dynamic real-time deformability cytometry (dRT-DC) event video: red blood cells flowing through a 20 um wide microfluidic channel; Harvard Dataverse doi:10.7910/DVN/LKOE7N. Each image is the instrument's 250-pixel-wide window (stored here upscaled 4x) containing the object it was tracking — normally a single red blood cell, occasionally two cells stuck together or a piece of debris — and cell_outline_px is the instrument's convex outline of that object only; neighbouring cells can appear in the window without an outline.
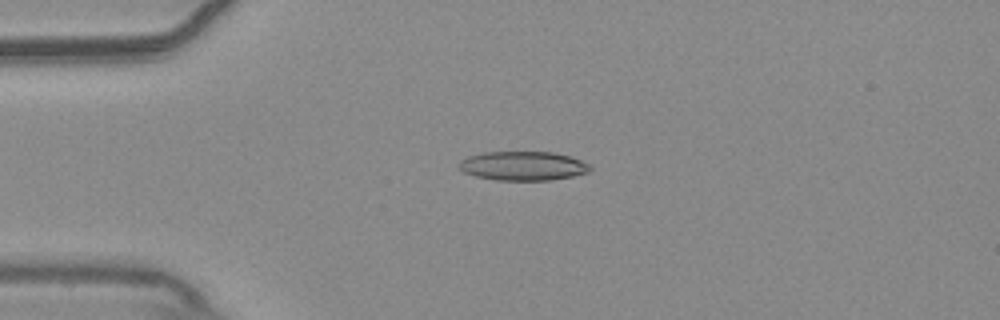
{"species": "common noctule bat (a hibernating species)", "species_latin": "Nyctalus noctula", "temperature_condition": "warm", "stored_images_in_passage": 54, "camera_frame_rate_fps": 3000, "um_per_image_px": 0.085, "animal": {"sex": "male", "body_mass_g": 20.4}, "frame": {"image": 1, "passage_image": 13, "time_ms": 4.0, "image_size_px": [1000, 320], "cell_outline_px": [[592, 168], [588, 172], [572, 176], [548, 180], [496, 180], [476, 176], [464, 172], [460, 168], [460, 160], [468, 156], [484, 152], [552, 152], [572, 156], [588, 164]], "centroid_in_image_um": [44.46, 14.09], "position_along_channel_um": 40.5, "area_um2": 22.08}}
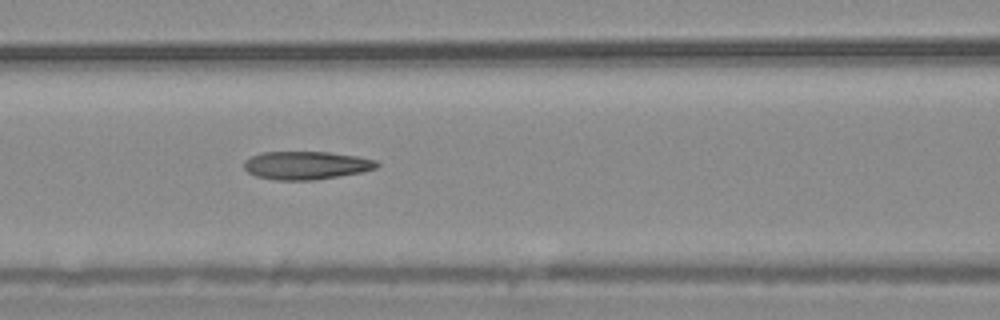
{"frame": {"image": 2, "passage_image": 23, "time_ms": 7.333, "image_size_px": [1000, 320], "cell_outline_px": [[380, 164], [376, 168], [364, 172], [316, 180], [276, 180], [256, 176], [248, 172], [244, 168], [244, 160], [260, 152], [328, 152], [356, 156], [376, 160]], "centroid_in_image_um": [26.04, 14.06], "position_along_channel_um": 140.6, "area_um2": 21.91}}
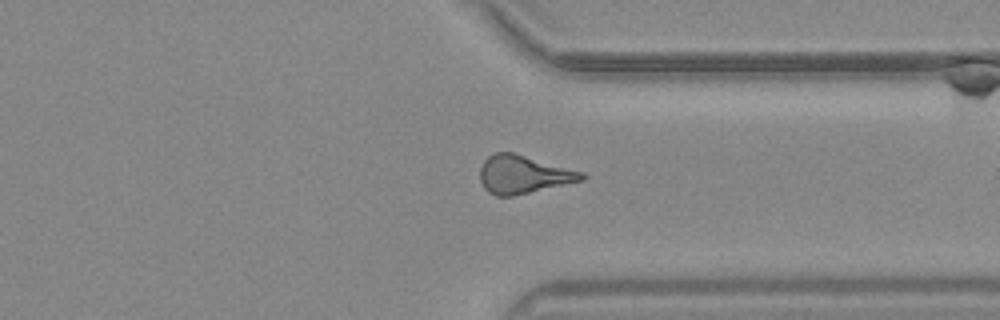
{"frame": {"image": 3, "passage_image": 41, "time_ms": 13.333, "image_size_px": [1000, 320], "cell_outline_px": [[588, 176], [584, 180], [512, 196], [496, 196], [488, 192], [484, 188], [480, 180], [480, 168], [484, 160], [488, 156], [496, 152], [512, 152], [584, 172]], "centroid_in_image_um": [44.48, 14.83], "position_along_channel_um": 366.9, "area_um2": 22.54}, "authors_computed_cell_mechanics": {"area_um2": 21.9062, "velocity_mm_per_s": 3.7853, "shape_relaxation_time_tau1_ms": null, "shape_relaxation_time_tau2_ms": 3.0652, "deformation_change_tau1": null, "deformation_change_tau2": 0.1393}}